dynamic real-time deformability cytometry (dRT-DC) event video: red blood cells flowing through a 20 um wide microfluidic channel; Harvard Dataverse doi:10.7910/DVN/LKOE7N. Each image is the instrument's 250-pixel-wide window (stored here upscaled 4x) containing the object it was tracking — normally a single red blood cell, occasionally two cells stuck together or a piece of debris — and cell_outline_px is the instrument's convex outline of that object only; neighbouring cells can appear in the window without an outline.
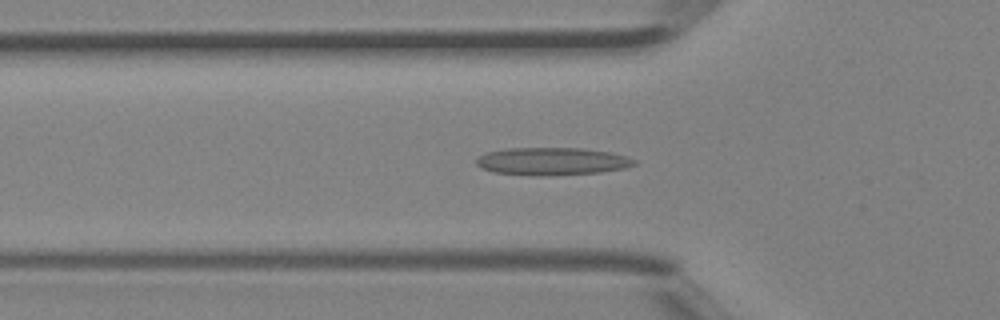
{"species": "Egyptian fruit bat (a non-hibernating species)", "species_latin": "Rousettus aegyptiacus", "temperature_condition": "room temperature", "stored_images_in_passage": 45, "camera_frame_rate_fps": 3000, "um_per_image_px": 0.085, "animal": {"sex": "female"}, "frame": {"image": 1, "passage_image": 14, "time_ms": 4.333, "image_size_px": [1000, 320], "cell_outline_px": [[636, 164], [624, 168], [600, 172], [540, 176], [536, 176], [496, 172], [480, 168], [476, 164], [476, 160], [484, 152], [508, 148], [584, 148], [608, 152], [624, 156], [636, 160]], "centroid_in_image_um": [46.88, 13.71], "position_along_channel_um": 78.9, "area_um2": 25.32}}
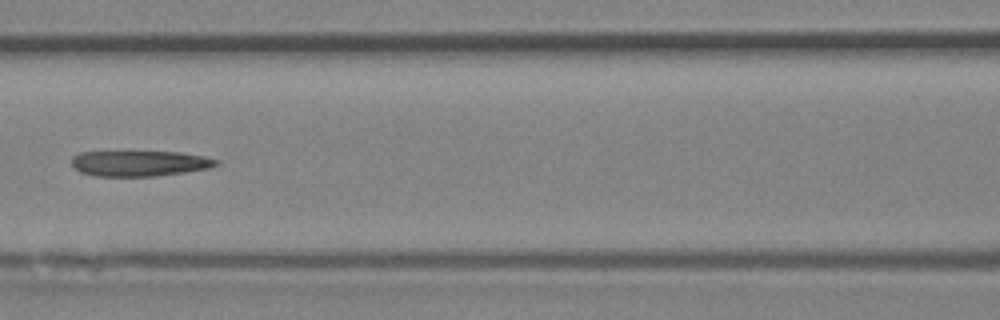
{"frame": {"image": 2, "passage_image": 19, "time_ms": 6.0, "image_size_px": [1000, 320], "cell_outline_px": [[220, 164], [212, 168], [184, 172], [152, 176], [96, 176], [80, 172], [72, 164], [72, 156], [80, 152], [180, 152], [204, 156], [220, 160]], "centroid_in_image_um": [11.91, 13.88], "position_along_channel_um": 154.7, "area_um2": 21.56}}
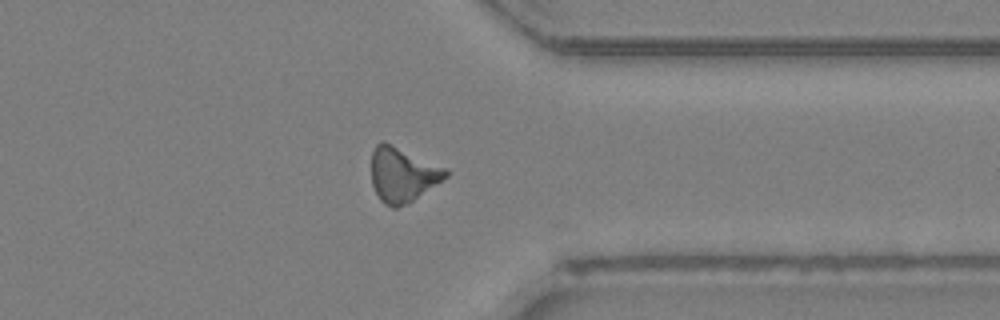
{"frame": {"image": 3, "passage_image": 34, "time_ms": 11.0, "image_size_px": [1000, 320], "cell_outline_px": [[448, 176], [408, 204], [396, 208], [392, 208], [384, 204], [380, 200], [372, 184], [372, 152], [376, 144], [380, 140], [384, 140], [448, 168]], "centroid_in_image_um": [34.22, 14.82], "position_along_channel_um": 377.2, "area_um2": 23.99}, "authors_computed_cell_mechanics": {"area_um2": 22.831, "velocity_mm_per_s": 4.5527, "shape_relaxation_time_tau1_ms": null, "shape_relaxation_time_tau2_ms": 6.5015, "deformation_change_tau1": null, "deformation_change_tau2": 0.2375}}